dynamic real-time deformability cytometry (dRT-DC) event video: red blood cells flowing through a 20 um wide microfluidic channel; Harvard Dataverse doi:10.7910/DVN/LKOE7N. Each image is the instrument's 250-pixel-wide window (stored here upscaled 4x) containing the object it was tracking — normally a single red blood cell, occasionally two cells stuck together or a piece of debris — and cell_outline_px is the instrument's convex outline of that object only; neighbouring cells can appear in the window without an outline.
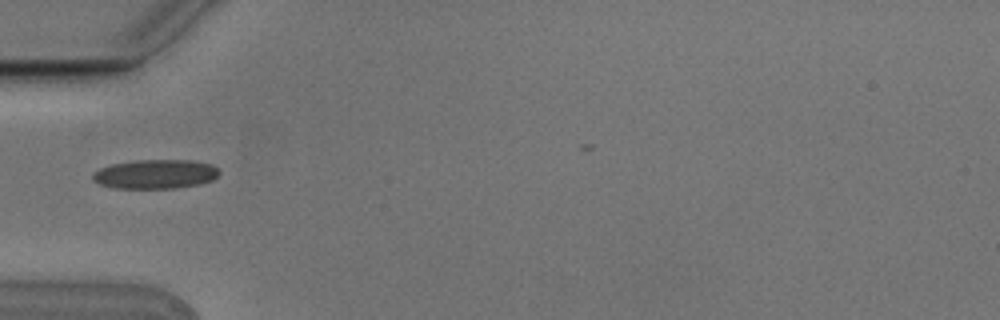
{"species": "Egyptian fruit bat (a non-hibernating species)", "species_latin": "Rousettus aegyptiacus", "temperature_condition": "cold", "stored_images_in_passage": 4, "camera_frame_rate_fps": 3000, "um_per_image_px": 0.085, "animal": {"sex": "male"}, "frame": {"image": 1, "passage_image": 1, "time_ms": 0.0, "image_size_px": [1000, 320], "cell_outline_px": [[220, 172], [212, 180], [200, 184], [176, 188], [116, 188], [100, 184], [92, 180], [92, 172], [100, 168], [112, 164], [136, 160], [188, 160], [212, 164]], "centroid_in_image_um": [13.18, 14.8], "position_along_channel_um": 71.8, "area_um2": 21.5}}
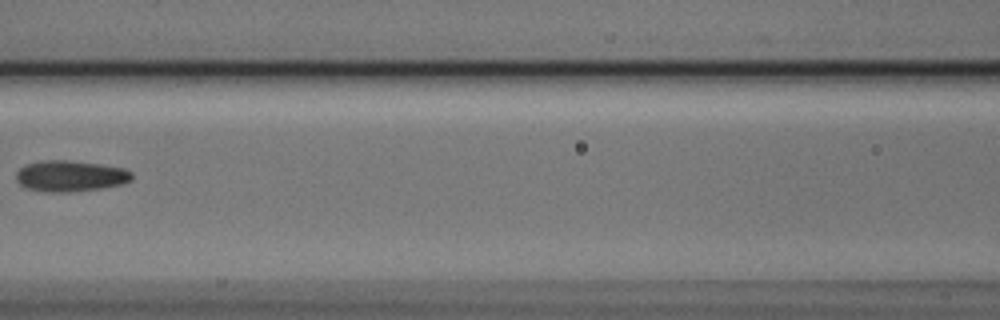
{"frame": {"image": 2, "passage_image": 3, "time_ms": 0.667, "image_size_px": [1000, 320], "cell_outline_px": [[132, 180], [124, 184], [100, 188], [68, 192], [52, 192], [28, 188], [20, 184], [16, 180], [16, 172], [20, 168], [28, 164], [40, 160], [68, 160], [100, 164], [124, 168], [132, 172]], "centroid_in_image_um": [6.0, 14.95], "position_along_channel_um": 160.6, "area_um2": 20.87}}
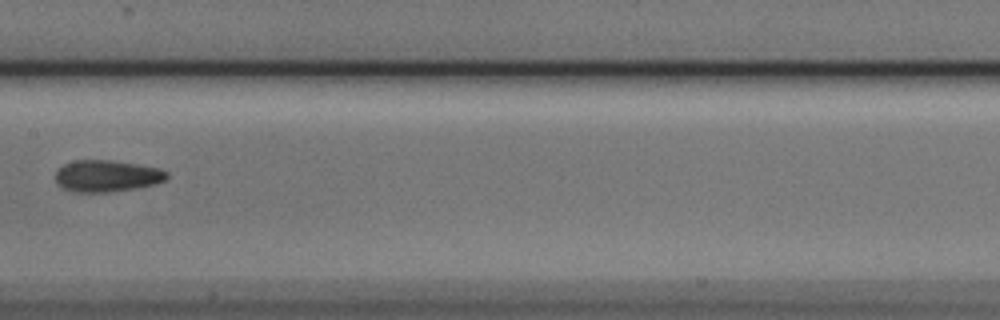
{"frame": {"image": 3, "passage_image": 4, "time_ms": 1.0, "image_size_px": [1000, 320], "cell_outline_px": [[168, 176], [164, 180], [156, 184], [136, 188], [108, 192], [76, 192], [64, 188], [56, 180], [56, 172], [64, 164], [76, 160], [108, 160], [136, 164], [160, 168], [168, 172]], "centroid_in_image_um": [9.11, 14.95], "position_along_channel_um": 198.3, "area_um2": 20.35}}